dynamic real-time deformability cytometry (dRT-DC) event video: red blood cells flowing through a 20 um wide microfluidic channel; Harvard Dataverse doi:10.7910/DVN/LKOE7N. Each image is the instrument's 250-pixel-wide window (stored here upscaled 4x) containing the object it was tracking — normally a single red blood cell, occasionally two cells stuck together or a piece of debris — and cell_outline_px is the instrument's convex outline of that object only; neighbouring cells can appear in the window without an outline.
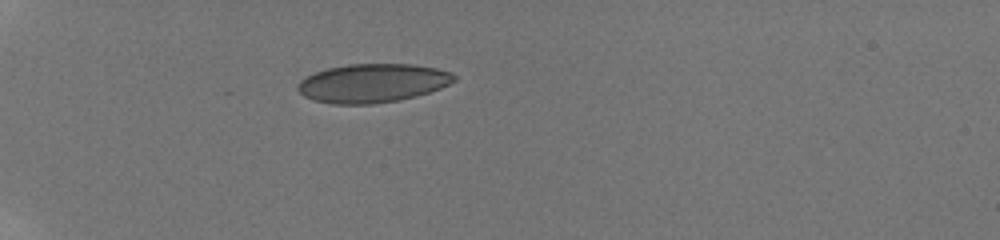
{"species": "human", "species_latin": "Homo sapiens", "temperature_condition": "room temperature", "stored_images_in_passage": 5, "camera_frame_rate_fps": 3000, "um_per_image_px": 0.085, "donor": {"sex": "male"}, "frame": {"image": 1, "passage_image": 1, "time_ms": 0.0, "image_size_px": [1000, 240], "cell_outline_px": [[456, 80], [440, 88], [416, 96], [400, 100], [372, 104], [332, 104], [312, 100], [304, 96], [296, 88], [296, 84], [300, 80], [316, 72], [328, 68], [348, 64], [412, 64], [436, 68], [452, 72], [456, 76]], "centroid_in_image_um": [31.66, 7.07], "position_along_channel_um": 53.3, "area_um2": 35.37}}